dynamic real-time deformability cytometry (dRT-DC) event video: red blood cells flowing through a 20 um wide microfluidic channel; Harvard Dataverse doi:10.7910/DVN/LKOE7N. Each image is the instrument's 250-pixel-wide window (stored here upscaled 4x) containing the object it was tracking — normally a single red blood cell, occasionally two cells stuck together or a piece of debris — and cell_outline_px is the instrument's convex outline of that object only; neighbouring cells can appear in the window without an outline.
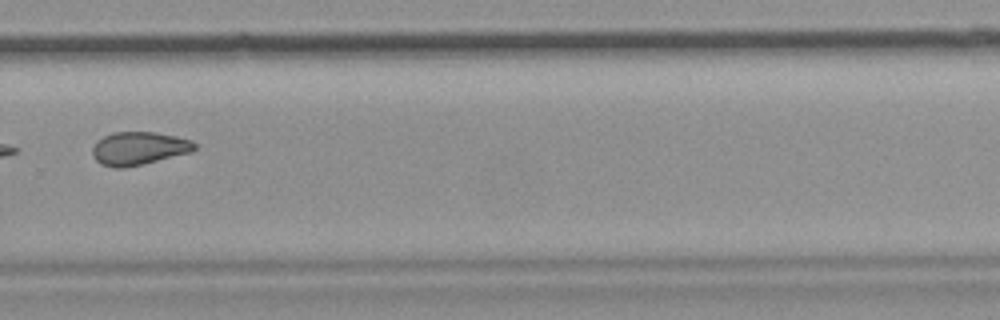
{"species": "common noctule bat (a hibernating species)", "species_latin": "Nyctalus noctula", "temperature_condition": "room temperature", "stored_images_in_passage": 10, "camera_frame_rate_fps": 3000, "um_per_image_px": 0.085, "animal": {"sex": "female", "body_mass_g": 19.9}, "frame": {"image": 1, "passage_image": 10, "time_ms": 11.333, "image_size_px": [1000, 320], "cell_outline_px": [[196, 148], [192, 152], [144, 164], [124, 168], [112, 168], [100, 164], [96, 160], [92, 152], [92, 148], [104, 136], [112, 132], [156, 132], [192, 140], [196, 144]], "centroid_in_image_um": [11.82, 12.62], "position_along_channel_um": 318.0, "area_um2": 19.77}}